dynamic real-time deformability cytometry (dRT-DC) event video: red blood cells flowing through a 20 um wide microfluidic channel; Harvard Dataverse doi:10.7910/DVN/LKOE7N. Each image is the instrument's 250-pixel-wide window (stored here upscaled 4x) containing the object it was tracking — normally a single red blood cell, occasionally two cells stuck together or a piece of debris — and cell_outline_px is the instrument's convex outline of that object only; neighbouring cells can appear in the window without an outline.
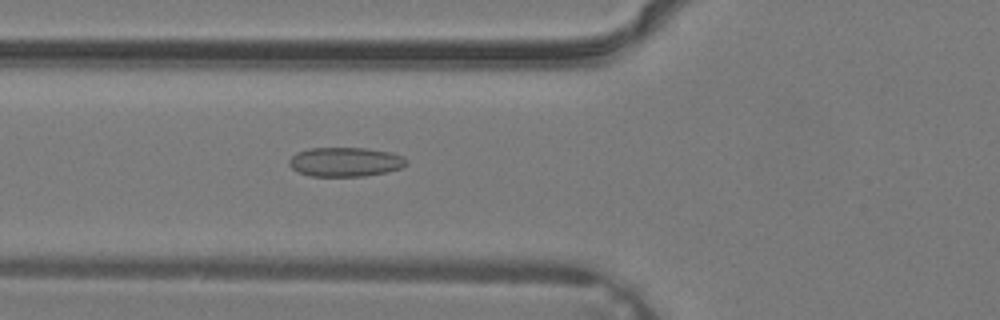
{"species": "common noctule bat (a hibernating species)", "species_latin": "Nyctalus noctula", "temperature_condition": "warm", "stored_images_in_passage": 38, "camera_frame_rate_fps": 3000, "um_per_image_px": 0.085, "animal": {"sex": "male", "body_mass_g": 19.2, "forearm_length_mm": 51.8}, "frame": {"image": 1, "passage_image": 15, "time_ms": 4.667, "image_size_px": [1000, 320], "cell_outline_px": [[408, 164], [400, 168], [384, 172], [364, 176], [312, 176], [300, 172], [292, 168], [288, 164], [288, 160], [296, 152], [308, 148], [364, 148], [392, 152], [404, 156], [408, 160]], "centroid_in_image_um": [29.36, 13.75], "position_along_channel_um": 96.4, "area_um2": 20.06}}
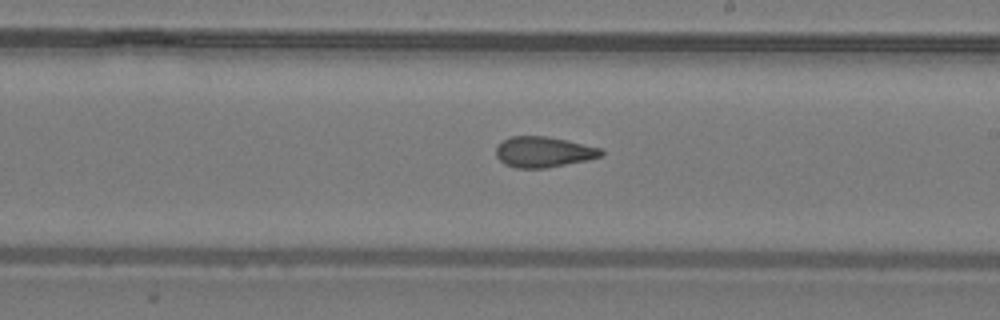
{"frame": {"image": 2, "passage_image": 23, "time_ms": 7.333, "image_size_px": [1000, 320], "cell_outline_px": [[604, 152], [600, 156], [588, 160], [544, 168], [516, 168], [504, 164], [496, 156], [496, 148], [504, 140], [512, 136], [548, 136], [568, 140], [600, 148]], "centroid_in_image_um": [46.19, 12.91], "position_along_channel_um": 242.8, "area_um2": 18.67}}
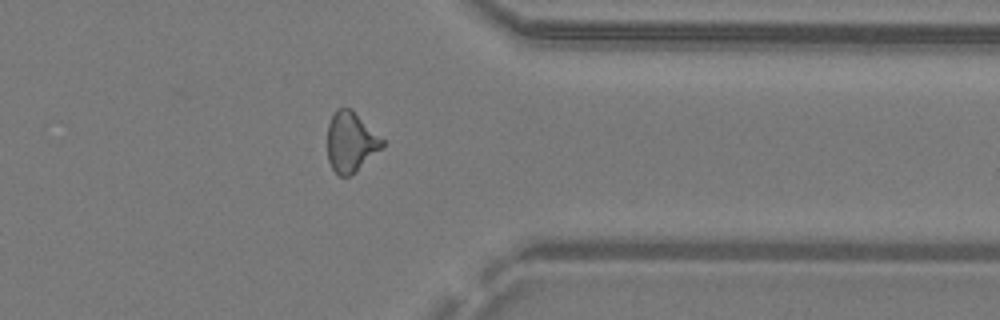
{"frame": {"image": 3, "passage_image": 31, "time_ms": 10.0, "image_size_px": [1000, 320], "cell_outline_px": [[384, 144], [356, 172], [348, 176], [340, 176], [332, 168], [328, 160], [328, 124], [336, 108], [352, 108], [384, 140]], "centroid_in_image_um": [29.8, 12.05], "position_along_channel_um": 381.6, "area_um2": 19.02}}